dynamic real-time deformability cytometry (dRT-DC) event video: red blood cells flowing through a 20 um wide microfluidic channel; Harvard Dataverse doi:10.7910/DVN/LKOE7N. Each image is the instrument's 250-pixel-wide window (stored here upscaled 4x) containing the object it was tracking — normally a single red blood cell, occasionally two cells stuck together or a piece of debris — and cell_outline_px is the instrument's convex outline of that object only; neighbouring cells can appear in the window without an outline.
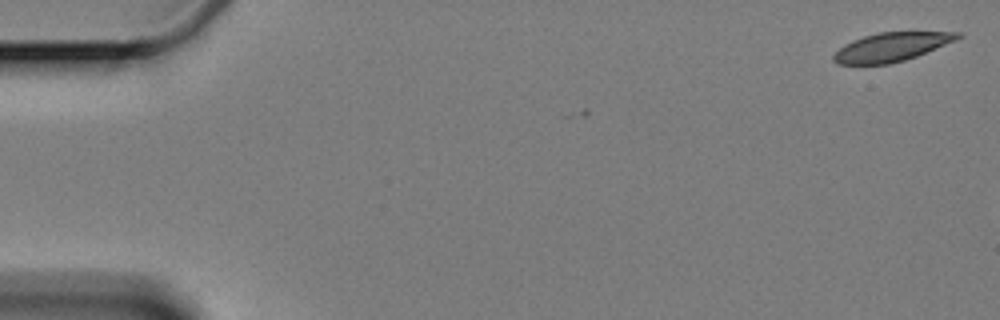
{"species": "Egyptian fruit bat (a non-hibernating species)", "species_latin": "Rousettus aegyptiacus", "temperature_condition": "cold", "stored_images_in_passage": 3, "camera_frame_rate_fps": 3000, "um_per_image_px": 0.085, "animal": {"sex": "female"}, "frame": {"image": 1, "passage_image": 1, "time_ms": 0.0, "image_size_px": [1000, 320], "cell_outline_px": [[964, 36], [956, 40], [916, 56], [904, 60], [888, 64], [836, 64], [832, 60], [832, 56], [844, 44], [852, 40], [876, 32], [960, 32]], "centroid_in_image_um": [75.75, 3.99], "position_along_channel_um": 9.2, "area_um2": 20.69}}